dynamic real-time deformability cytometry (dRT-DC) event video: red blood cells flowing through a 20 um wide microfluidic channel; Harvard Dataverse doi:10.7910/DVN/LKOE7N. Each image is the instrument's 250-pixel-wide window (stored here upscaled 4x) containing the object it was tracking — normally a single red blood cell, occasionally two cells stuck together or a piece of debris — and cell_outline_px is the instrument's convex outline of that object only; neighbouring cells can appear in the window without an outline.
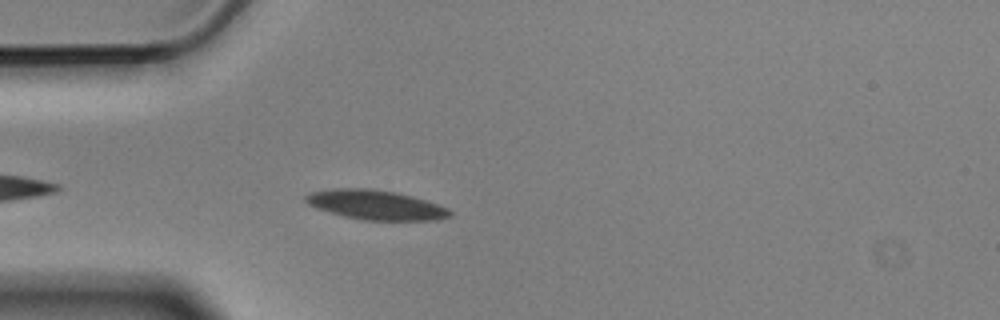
{"species": "Egyptian fruit bat (a non-hibernating species)", "species_latin": "Rousettus aegyptiacus", "temperature_condition": "cold", "stored_images_in_passage": 5, "camera_frame_rate_fps": 3000, "um_per_image_px": 0.085, "animal": {"sex": "male"}, "frame": {"image": 1, "passage_image": 5, "time_ms": 1.333, "image_size_px": [1000, 320], "cell_outline_px": [[452, 216], [436, 220], [364, 220], [344, 216], [316, 208], [308, 204], [304, 200], [304, 196], [312, 192], [332, 188], [372, 188], [396, 192], [412, 196], [448, 208], [452, 212]], "centroid_in_image_um": [31.92, 17.41], "position_along_channel_um": 53.1, "area_um2": 24.8}}